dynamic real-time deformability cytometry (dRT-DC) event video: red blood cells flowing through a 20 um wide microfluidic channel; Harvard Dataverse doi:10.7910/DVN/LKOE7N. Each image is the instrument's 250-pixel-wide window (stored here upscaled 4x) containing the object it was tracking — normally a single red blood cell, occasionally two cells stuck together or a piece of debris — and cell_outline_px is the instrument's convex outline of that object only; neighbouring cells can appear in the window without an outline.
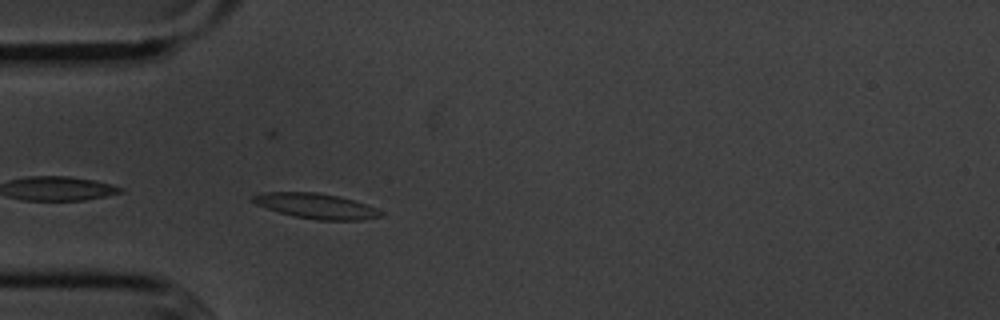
{"species": "common noctule bat (a hibernating species)", "species_latin": "Nyctalus noctula", "temperature_condition": "cold", "stored_images_in_passage": 4, "camera_frame_rate_fps": 3000, "um_per_image_px": 0.085, "animal": {"sex": "male", "body_mass_g": 20.1, "forearm_length_mm": 53.5}, "frame": {"image": 1, "passage_image": 4, "time_ms": 3.333, "image_size_px": [1000, 320], "cell_outline_px": [[384, 216], [364, 220], [316, 220], [296, 216], [280, 212], [256, 204], [248, 200], [248, 196], [260, 192], [316, 192], [336, 196], [368, 204], [384, 212]], "centroid_in_image_um": [26.86, 17.5], "position_along_channel_um": 58.1, "area_um2": 18.96}}